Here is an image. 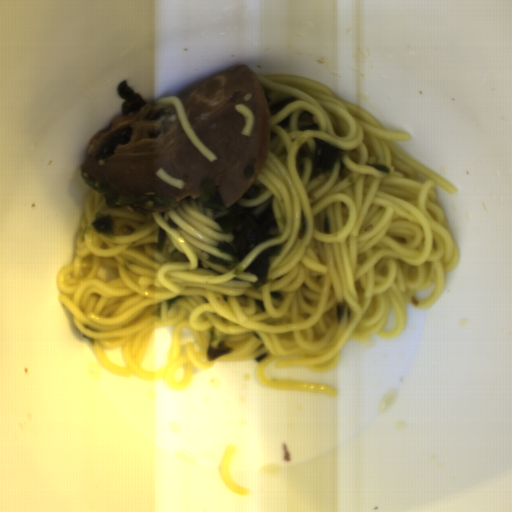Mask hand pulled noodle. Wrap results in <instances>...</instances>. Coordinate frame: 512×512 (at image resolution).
<instances>
[{
	"mask_svg": "<svg viewBox=\"0 0 512 512\" xmlns=\"http://www.w3.org/2000/svg\"><path fill=\"white\" fill-rule=\"evenodd\" d=\"M271 93L295 102L269 117L268 152L254 183L255 207L273 198L279 235L254 247L239 274L208 262L233 235L213 212L180 203L170 211L108 207L105 193L85 199L73 259L56 273L58 298L74 326L92 343L97 363L117 377L164 381L187 388L195 370L218 362L255 361L254 375L267 387L324 393L327 383L266 378L273 367H306L315 373L337 367L349 340L401 337L408 305L428 309L442 297L446 276L457 269L459 251L438 204L437 187H458L411 159L396 142L409 133L383 129L367 111L336 97L324 84L302 77L256 76ZM309 110L321 129L298 130ZM341 148L346 158L328 176L299 179L294 155L313 138ZM112 214L110 236L91 230L96 212ZM168 233L157 249V229ZM282 245L270 259L269 284L253 289L243 272L265 248ZM171 328L165 368L141 367L155 329ZM232 347L208 361L210 333Z\"/></svg>",
	"mask_w": 512,
	"mask_h": 512,
	"instance_id": "hand-pulled-noodle-1",
	"label": "hand pulled noodle"
},
{
	"mask_svg": "<svg viewBox=\"0 0 512 512\" xmlns=\"http://www.w3.org/2000/svg\"><path fill=\"white\" fill-rule=\"evenodd\" d=\"M155 104H167L172 105L175 110V113L178 117V120L190 139L193 145L197 148L200 154L206 158L209 162H213V160H218V157L211 152L205 144L200 140V138L196 135L184 108L183 102L177 96H162L154 101Z\"/></svg>",
	"mask_w": 512,
	"mask_h": 512,
	"instance_id": "hand-pulled-noodle-2",
	"label": "hand pulled noodle"
},
{
	"mask_svg": "<svg viewBox=\"0 0 512 512\" xmlns=\"http://www.w3.org/2000/svg\"><path fill=\"white\" fill-rule=\"evenodd\" d=\"M235 110L244 115L245 117V126L241 132V135L243 136H250L255 123V117L250 108L245 106L244 104H236Z\"/></svg>",
	"mask_w": 512,
	"mask_h": 512,
	"instance_id": "hand-pulled-noodle-3",
	"label": "hand pulled noodle"
},
{
	"mask_svg": "<svg viewBox=\"0 0 512 512\" xmlns=\"http://www.w3.org/2000/svg\"><path fill=\"white\" fill-rule=\"evenodd\" d=\"M155 174L158 178H160L163 182H165L166 184H168L171 187L181 190L185 186L184 181L170 176L162 168H159Z\"/></svg>",
	"mask_w": 512,
	"mask_h": 512,
	"instance_id": "hand-pulled-noodle-4",
	"label": "hand pulled noodle"
}]
</instances>
